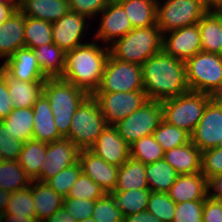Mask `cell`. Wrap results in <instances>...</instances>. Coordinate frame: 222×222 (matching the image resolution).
Wrapping results in <instances>:
<instances>
[{
    "mask_svg": "<svg viewBox=\"0 0 222 222\" xmlns=\"http://www.w3.org/2000/svg\"><path fill=\"white\" fill-rule=\"evenodd\" d=\"M143 89L148 100L163 101L190 91L185 62L163 50L148 58L142 65Z\"/></svg>",
    "mask_w": 222,
    "mask_h": 222,
    "instance_id": "obj_1",
    "label": "cell"
},
{
    "mask_svg": "<svg viewBox=\"0 0 222 222\" xmlns=\"http://www.w3.org/2000/svg\"><path fill=\"white\" fill-rule=\"evenodd\" d=\"M109 55V46L96 40L67 51L61 79L93 95L100 86Z\"/></svg>",
    "mask_w": 222,
    "mask_h": 222,
    "instance_id": "obj_2",
    "label": "cell"
},
{
    "mask_svg": "<svg viewBox=\"0 0 222 222\" xmlns=\"http://www.w3.org/2000/svg\"><path fill=\"white\" fill-rule=\"evenodd\" d=\"M42 94L49 101L59 135L66 138L74 113L89 94L61 78H47Z\"/></svg>",
    "mask_w": 222,
    "mask_h": 222,
    "instance_id": "obj_3",
    "label": "cell"
},
{
    "mask_svg": "<svg viewBox=\"0 0 222 222\" xmlns=\"http://www.w3.org/2000/svg\"><path fill=\"white\" fill-rule=\"evenodd\" d=\"M110 55L123 62L142 65L163 50V34L157 25L133 28L110 46Z\"/></svg>",
    "mask_w": 222,
    "mask_h": 222,
    "instance_id": "obj_4",
    "label": "cell"
},
{
    "mask_svg": "<svg viewBox=\"0 0 222 222\" xmlns=\"http://www.w3.org/2000/svg\"><path fill=\"white\" fill-rule=\"evenodd\" d=\"M210 100L211 95L195 91L163 100L161 101L163 120L191 135Z\"/></svg>",
    "mask_w": 222,
    "mask_h": 222,
    "instance_id": "obj_5",
    "label": "cell"
},
{
    "mask_svg": "<svg viewBox=\"0 0 222 222\" xmlns=\"http://www.w3.org/2000/svg\"><path fill=\"white\" fill-rule=\"evenodd\" d=\"M106 127L98 101L89 95L74 113L66 139L80 150L90 149Z\"/></svg>",
    "mask_w": 222,
    "mask_h": 222,
    "instance_id": "obj_6",
    "label": "cell"
},
{
    "mask_svg": "<svg viewBox=\"0 0 222 222\" xmlns=\"http://www.w3.org/2000/svg\"><path fill=\"white\" fill-rule=\"evenodd\" d=\"M208 12V0H157L156 25L165 34L198 24Z\"/></svg>",
    "mask_w": 222,
    "mask_h": 222,
    "instance_id": "obj_7",
    "label": "cell"
},
{
    "mask_svg": "<svg viewBox=\"0 0 222 222\" xmlns=\"http://www.w3.org/2000/svg\"><path fill=\"white\" fill-rule=\"evenodd\" d=\"M190 91L212 95L222 84V55L200 51L185 61Z\"/></svg>",
    "mask_w": 222,
    "mask_h": 222,
    "instance_id": "obj_8",
    "label": "cell"
},
{
    "mask_svg": "<svg viewBox=\"0 0 222 222\" xmlns=\"http://www.w3.org/2000/svg\"><path fill=\"white\" fill-rule=\"evenodd\" d=\"M162 120L161 102L148 100L135 112L117 122L114 127L130 146L136 140L153 134Z\"/></svg>",
    "mask_w": 222,
    "mask_h": 222,
    "instance_id": "obj_9",
    "label": "cell"
},
{
    "mask_svg": "<svg viewBox=\"0 0 222 222\" xmlns=\"http://www.w3.org/2000/svg\"><path fill=\"white\" fill-rule=\"evenodd\" d=\"M144 91L141 65L119 61L109 55L101 83L95 92Z\"/></svg>",
    "mask_w": 222,
    "mask_h": 222,
    "instance_id": "obj_10",
    "label": "cell"
},
{
    "mask_svg": "<svg viewBox=\"0 0 222 222\" xmlns=\"http://www.w3.org/2000/svg\"><path fill=\"white\" fill-rule=\"evenodd\" d=\"M92 96L98 101L107 125H115L148 101L145 91L95 92Z\"/></svg>",
    "mask_w": 222,
    "mask_h": 222,
    "instance_id": "obj_11",
    "label": "cell"
},
{
    "mask_svg": "<svg viewBox=\"0 0 222 222\" xmlns=\"http://www.w3.org/2000/svg\"><path fill=\"white\" fill-rule=\"evenodd\" d=\"M88 20L86 16L69 11L58 21L52 23L53 43L64 52L86 44L88 42V38L86 39L87 32L93 26L91 25L93 23Z\"/></svg>",
    "mask_w": 222,
    "mask_h": 222,
    "instance_id": "obj_12",
    "label": "cell"
},
{
    "mask_svg": "<svg viewBox=\"0 0 222 222\" xmlns=\"http://www.w3.org/2000/svg\"><path fill=\"white\" fill-rule=\"evenodd\" d=\"M96 18L99 23L92 38L107 46L133 29L125 10L116 0H111Z\"/></svg>",
    "mask_w": 222,
    "mask_h": 222,
    "instance_id": "obj_13",
    "label": "cell"
},
{
    "mask_svg": "<svg viewBox=\"0 0 222 222\" xmlns=\"http://www.w3.org/2000/svg\"><path fill=\"white\" fill-rule=\"evenodd\" d=\"M191 142L201 152L222 145V106L212 99L204 109L197 126L191 133Z\"/></svg>",
    "mask_w": 222,
    "mask_h": 222,
    "instance_id": "obj_14",
    "label": "cell"
},
{
    "mask_svg": "<svg viewBox=\"0 0 222 222\" xmlns=\"http://www.w3.org/2000/svg\"><path fill=\"white\" fill-rule=\"evenodd\" d=\"M80 149L69 139L62 138L47 144L46 156L37 181L46 183L61 170L79 161Z\"/></svg>",
    "mask_w": 222,
    "mask_h": 222,
    "instance_id": "obj_15",
    "label": "cell"
},
{
    "mask_svg": "<svg viewBox=\"0 0 222 222\" xmlns=\"http://www.w3.org/2000/svg\"><path fill=\"white\" fill-rule=\"evenodd\" d=\"M163 51L184 62L202 51L198 24L188 25L163 34Z\"/></svg>",
    "mask_w": 222,
    "mask_h": 222,
    "instance_id": "obj_16",
    "label": "cell"
},
{
    "mask_svg": "<svg viewBox=\"0 0 222 222\" xmlns=\"http://www.w3.org/2000/svg\"><path fill=\"white\" fill-rule=\"evenodd\" d=\"M79 162L82 172L99 184L106 193L114 191L117 184L118 166L107 163L90 149L80 150Z\"/></svg>",
    "mask_w": 222,
    "mask_h": 222,
    "instance_id": "obj_17",
    "label": "cell"
},
{
    "mask_svg": "<svg viewBox=\"0 0 222 222\" xmlns=\"http://www.w3.org/2000/svg\"><path fill=\"white\" fill-rule=\"evenodd\" d=\"M90 150L107 163L118 167L130 158L129 145L119 135L114 125H107Z\"/></svg>",
    "mask_w": 222,
    "mask_h": 222,
    "instance_id": "obj_18",
    "label": "cell"
},
{
    "mask_svg": "<svg viewBox=\"0 0 222 222\" xmlns=\"http://www.w3.org/2000/svg\"><path fill=\"white\" fill-rule=\"evenodd\" d=\"M5 73L13 79L20 81H46L31 48H19L5 60Z\"/></svg>",
    "mask_w": 222,
    "mask_h": 222,
    "instance_id": "obj_19",
    "label": "cell"
},
{
    "mask_svg": "<svg viewBox=\"0 0 222 222\" xmlns=\"http://www.w3.org/2000/svg\"><path fill=\"white\" fill-rule=\"evenodd\" d=\"M167 194L176 204L205 200L208 197V180L201 172L178 175Z\"/></svg>",
    "mask_w": 222,
    "mask_h": 222,
    "instance_id": "obj_20",
    "label": "cell"
},
{
    "mask_svg": "<svg viewBox=\"0 0 222 222\" xmlns=\"http://www.w3.org/2000/svg\"><path fill=\"white\" fill-rule=\"evenodd\" d=\"M24 28L25 16L19 9L0 24V57L4 61L19 48L25 47Z\"/></svg>",
    "mask_w": 222,
    "mask_h": 222,
    "instance_id": "obj_21",
    "label": "cell"
},
{
    "mask_svg": "<svg viewBox=\"0 0 222 222\" xmlns=\"http://www.w3.org/2000/svg\"><path fill=\"white\" fill-rule=\"evenodd\" d=\"M32 108L34 111L32 139L47 144L62 139L55 125L49 101L43 94L37 99Z\"/></svg>",
    "mask_w": 222,
    "mask_h": 222,
    "instance_id": "obj_22",
    "label": "cell"
},
{
    "mask_svg": "<svg viewBox=\"0 0 222 222\" xmlns=\"http://www.w3.org/2000/svg\"><path fill=\"white\" fill-rule=\"evenodd\" d=\"M18 9L25 17L55 22L70 11L67 0H18Z\"/></svg>",
    "mask_w": 222,
    "mask_h": 222,
    "instance_id": "obj_23",
    "label": "cell"
},
{
    "mask_svg": "<svg viewBox=\"0 0 222 222\" xmlns=\"http://www.w3.org/2000/svg\"><path fill=\"white\" fill-rule=\"evenodd\" d=\"M163 158L176 170L178 175L201 172L202 152L191 141L164 152Z\"/></svg>",
    "mask_w": 222,
    "mask_h": 222,
    "instance_id": "obj_24",
    "label": "cell"
},
{
    "mask_svg": "<svg viewBox=\"0 0 222 222\" xmlns=\"http://www.w3.org/2000/svg\"><path fill=\"white\" fill-rule=\"evenodd\" d=\"M31 192L35 207V218L39 222H45L58 209L63 207L64 197L56 193L47 183L32 180Z\"/></svg>",
    "mask_w": 222,
    "mask_h": 222,
    "instance_id": "obj_25",
    "label": "cell"
},
{
    "mask_svg": "<svg viewBox=\"0 0 222 222\" xmlns=\"http://www.w3.org/2000/svg\"><path fill=\"white\" fill-rule=\"evenodd\" d=\"M8 85V93L13 101V109L29 108L34 105L42 94L45 81H20L3 75Z\"/></svg>",
    "mask_w": 222,
    "mask_h": 222,
    "instance_id": "obj_26",
    "label": "cell"
},
{
    "mask_svg": "<svg viewBox=\"0 0 222 222\" xmlns=\"http://www.w3.org/2000/svg\"><path fill=\"white\" fill-rule=\"evenodd\" d=\"M125 10L133 28L156 25L157 0H116Z\"/></svg>",
    "mask_w": 222,
    "mask_h": 222,
    "instance_id": "obj_27",
    "label": "cell"
},
{
    "mask_svg": "<svg viewBox=\"0 0 222 222\" xmlns=\"http://www.w3.org/2000/svg\"><path fill=\"white\" fill-rule=\"evenodd\" d=\"M42 73L47 78H61L65 68V52L56 44H44L32 49Z\"/></svg>",
    "mask_w": 222,
    "mask_h": 222,
    "instance_id": "obj_28",
    "label": "cell"
},
{
    "mask_svg": "<svg viewBox=\"0 0 222 222\" xmlns=\"http://www.w3.org/2000/svg\"><path fill=\"white\" fill-rule=\"evenodd\" d=\"M145 168L146 165L144 163L130 157L119 167L117 184L114 191L149 189Z\"/></svg>",
    "mask_w": 222,
    "mask_h": 222,
    "instance_id": "obj_29",
    "label": "cell"
},
{
    "mask_svg": "<svg viewBox=\"0 0 222 222\" xmlns=\"http://www.w3.org/2000/svg\"><path fill=\"white\" fill-rule=\"evenodd\" d=\"M31 182L17 160H0V198L28 187Z\"/></svg>",
    "mask_w": 222,
    "mask_h": 222,
    "instance_id": "obj_30",
    "label": "cell"
},
{
    "mask_svg": "<svg viewBox=\"0 0 222 222\" xmlns=\"http://www.w3.org/2000/svg\"><path fill=\"white\" fill-rule=\"evenodd\" d=\"M46 150L47 143L34 139L24 142L17 162L31 180H37L40 177V167L45 161Z\"/></svg>",
    "mask_w": 222,
    "mask_h": 222,
    "instance_id": "obj_31",
    "label": "cell"
},
{
    "mask_svg": "<svg viewBox=\"0 0 222 222\" xmlns=\"http://www.w3.org/2000/svg\"><path fill=\"white\" fill-rule=\"evenodd\" d=\"M145 175L151 192H168L178 176L176 170L164 158L147 164Z\"/></svg>",
    "mask_w": 222,
    "mask_h": 222,
    "instance_id": "obj_32",
    "label": "cell"
},
{
    "mask_svg": "<svg viewBox=\"0 0 222 222\" xmlns=\"http://www.w3.org/2000/svg\"><path fill=\"white\" fill-rule=\"evenodd\" d=\"M198 27L202 51L222 55L220 13L208 12L198 22Z\"/></svg>",
    "mask_w": 222,
    "mask_h": 222,
    "instance_id": "obj_33",
    "label": "cell"
},
{
    "mask_svg": "<svg viewBox=\"0 0 222 222\" xmlns=\"http://www.w3.org/2000/svg\"><path fill=\"white\" fill-rule=\"evenodd\" d=\"M33 117L32 107L17 108L1 121L6 125L10 136L26 142L33 138Z\"/></svg>",
    "mask_w": 222,
    "mask_h": 222,
    "instance_id": "obj_34",
    "label": "cell"
},
{
    "mask_svg": "<svg viewBox=\"0 0 222 222\" xmlns=\"http://www.w3.org/2000/svg\"><path fill=\"white\" fill-rule=\"evenodd\" d=\"M0 209L11 215L35 217L31 184L24 189L2 196Z\"/></svg>",
    "mask_w": 222,
    "mask_h": 222,
    "instance_id": "obj_35",
    "label": "cell"
},
{
    "mask_svg": "<svg viewBox=\"0 0 222 222\" xmlns=\"http://www.w3.org/2000/svg\"><path fill=\"white\" fill-rule=\"evenodd\" d=\"M150 193L149 189L111 192L123 216L146 210Z\"/></svg>",
    "mask_w": 222,
    "mask_h": 222,
    "instance_id": "obj_36",
    "label": "cell"
},
{
    "mask_svg": "<svg viewBox=\"0 0 222 222\" xmlns=\"http://www.w3.org/2000/svg\"><path fill=\"white\" fill-rule=\"evenodd\" d=\"M24 37L27 48L34 49L44 44H52V23L25 17Z\"/></svg>",
    "mask_w": 222,
    "mask_h": 222,
    "instance_id": "obj_37",
    "label": "cell"
},
{
    "mask_svg": "<svg viewBox=\"0 0 222 222\" xmlns=\"http://www.w3.org/2000/svg\"><path fill=\"white\" fill-rule=\"evenodd\" d=\"M129 148L130 157L137 161H141L145 165L152 164L164 157V150L155 140L153 134L136 140Z\"/></svg>",
    "mask_w": 222,
    "mask_h": 222,
    "instance_id": "obj_38",
    "label": "cell"
},
{
    "mask_svg": "<svg viewBox=\"0 0 222 222\" xmlns=\"http://www.w3.org/2000/svg\"><path fill=\"white\" fill-rule=\"evenodd\" d=\"M153 136L164 152L191 141V135L187 131L170 125L164 120L160 122L158 128L153 132Z\"/></svg>",
    "mask_w": 222,
    "mask_h": 222,
    "instance_id": "obj_39",
    "label": "cell"
},
{
    "mask_svg": "<svg viewBox=\"0 0 222 222\" xmlns=\"http://www.w3.org/2000/svg\"><path fill=\"white\" fill-rule=\"evenodd\" d=\"M146 210L162 222H173L176 203L166 192H151Z\"/></svg>",
    "mask_w": 222,
    "mask_h": 222,
    "instance_id": "obj_40",
    "label": "cell"
},
{
    "mask_svg": "<svg viewBox=\"0 0 222 222\" xmlns=\"http://www.w3.org/2000/svg\"><path fill=\"white\" fill-rule=\"evenodd\" d=\"M92 218L96 222H123L124 216L111 193L95 201Z\"/></svg>",
    "mask_w": 222,
    "mask_h": 222,
    "instance_id": "obj_41",
    "label": "cell"
},
{
    "mask_svg": "<svg viewBox=\"0 0 222 222\" xmlns=\"http://www.w3.org/2000/svg\"><path fill=\"white\" fill-rule=\"evenodd\" d=\"M81 173L82 167L80 162L78 161L70 167L61 170L59 173L49 179L46 183L56 193L66 198L71 190V187L78 180V177Z\"/></svg>",
    "mask_w": 222,
    "mask_h": 222,
    "instance_id": "obj_42",
    "label": "cell"
},
{
    "mask_svg": "<svg viewBox=\"0 0 222 222\" xmlns=\"http://www.w3.org/2000/svg\"><path fill=\"white\" fill-rule=\"evenodd\" d=\"M106 194L104 189L83 172L71 187L66 198L97 200Z\"/></svg>",
    "mask_w": 222,
    "mask_h": 222,
    "instance_id": "obj_43",
    "label": "cell"
},
{
    "mask_svg": "<svg viewBox=\"0 0 222 222\" xmlns=\"http://www.w3.org/2000/svg\"><path fill=\"white\" fill-rule=\"evenodd\" d=\"M24 142L10 136L6 125L0 121V160H17Z\"/></svg>",
    "mask_w": 222,
    "mask_h": 222,
    "instance_id": "obj_44",
    "label": "cell"
},
{
    "mask_svg": "<svg viewBox=\"0 0 222 222\" xmlns=\"http://www.w3.org/2000/svg\"><path fill=\"white\" fill-rule=\"evenodd\" d=\"M201 173L208 181L222 174V145L202 152Z\"/></svg>",
    "mask_w": 222,
    "mask_h": 222,
    "instance_id": "obj_45",
    "label": "cell"
},
{
    "mask_svg": "<svg viewBox=\"0 0 222 222\" xmlns=\"http://www.w3.org/2000/svg\"><path fill=\"white\" fill-rule=\"evenodd\" d=\"M204 201L195 200L176 204L173 222H202Z\"/></svg>",
    "mask_w": 222,
    "mask_h": 222,
    "instance_id": "obj_46",
    "label": "cell"
},
{
    "mask_svg": "<svg viewBox=\"0 0 222 222\" xmlns=\"http://www.w3.org/2000/svg\"><path fill=\"white\" fill-rule=\"evenodd\" d=\"M111 0H70V11L86 16L90 21L96 20L98 14Z\"/></svg>",
    "mask_w": 222,
    "mask_h": 222,
    "instance_id": "obj_47",
    "label": "cell"
},
{
    "mask_svg": "<svg viewBox=\"0 0 222 222\" xmlns=\"http://www.w3.org/2000/svg\"><path fill=\"white\" fill-rule=\"evenodd\" d=\"M95 201L96 200H86L80 198H64L63 206L78 222L92 217Z\"/></svg>",
    "mask_w": 222,
    "mask_h": 222,
    "instance_id": "obj_48",
    "label": "cell"
},
{
    "mask_svg": "<svg viewBox=\"0 0 222 222\" xmlns=\"http://www.w3.org/2000/svg\"><path fill=\"white\" fill-rule=\"evenodd\" d=\"M202 222H222V201L211 199L204 201Z\"/></svg>",
    "mask_w": 222,
    "mask_h": 222,
    "instance_id": "obj_49",
    "label": "cell"
},
{
    "mask_svg": "<svg viewBox=\"0 0 222 222\" xmlns=\"http://www.w3.org/2000/svg\"><path fill=\"white\" fill-rule=\"evenodd\" d=\"M13 101L8 93L6 78H0V121L13 111Z\"/></svg>",
    "mask_w": 222,
    "mask_h": 222,
    "instance_id": "obj_50",
    "label": "cell"
},
{
    "mask_svg": "<svg viewBox=\"0 0 222 222\" xmlns=\"http://www.w3.org/2000/svg\"><path fill=\"white\" fill-rule=\"evenodd\" d=\"M208 196L211 199L222 201V174L212 177L208 181Z\"/></svg>",
    "mask_w": 222,
    "mask_h": 222,
    "instance_id": "obj_51",
    "label": "cell"
},
{
    "mask_svg": "<svg viewBox=\"0 0 222 222\" xmlns=\"http://www.w3.org/2000/svg\"><path fill=\"white\" fill-rule=\"evenodd\" d=\"M123 222H162L147 210L124 216Z\"/></svg>",
    "mask_w": 222,
    "mask_h": 222,
    "instance_id": "obj_52",
    "label": "cell"
},
{
    "mask_svg": "<svg viewBox=\"0 0 222 222\" xmlns=\"http://www.w3.org/2000/svg\"><path fill=\"white\" fill-rule=\"evenodd\" d=\"M18 10V1H5L0 4V24L9 19Z\"/></svg>",
    "mask_w": 222,
    "mask_h": 222,
    "instance_id": "obj_53",
    "label": "cell"
},
{
    "mask_svg": "<svg viewBox=\"0 0 222 222\" xmlns=\"http://www.w3.org/2000/svg\"><path fill=\"white\" fill-rule=\"evenodd\" d=\"M45 222H77L76 219L68 213L66 208L63 206L58 209L51 217H49Z\"/></svg>",
    "mask_w": 222,
    "mask_h": 222,
    "instance_id": "obj_54",
    "label": "cell"
},
{
    "mask_svg": "<svg viewBox=\"0 0 222 222\" xmlns=\"http://www.w3.org/2000/svg\"><path fill=\"white\" fill-rule=\"evenodd\" d=\"M0 222H39L35 217L17 216L3 212L0 209Z\"/></svg>",
    "mask_w": 222,
    "mask_h": 222,
    "instance_id": "obj_55",
    "label": "cell"
},
{
    "mask_svg": "<svg viewBox=\"0 0 222 222\" xmlns=\"http://www.w3.org/2000/svg\"><path fill=\"white\" fill-rule=\"evenodd\" d=\"M210 13H222V0H208Z\"/></svg>",
    "mask_w": 222,
    "mask_h": 222,
    "instance_id": "obj_56",
    "label": "cell"
},
{
    "mask_svg": "<svg viewBox=\"0 0 222 222\" xmlns=\"http://www.w3.org/2000/svg\"><path fill=\"white\" fill-rule=\"evenodd\" d=\"M211 99L222 106V84L214 93H212Z\"/></svg>",
    "mask_w": 222,
    "mask_h": 222,
    "instance_id": "obj_57",
    "label": "cell"
},
{
    "mask_svg": "<svg viewBox=\"0 0 222 222\" xmlns=\"http://www.w3.org/2000/svg\"><path fill=\"white\" fill-rule=\"evenodd\" d=\"M3 60V58L0 57V60ZM5 73V61H3L2 64H0V78L4 75Z\"/></svg>",
    "mask_w": 222,
    "mask_h": 222,
    "instance_id": "obj_58",
    "label": "cell"
},
{
    "mask_svg": "<svg viewBox=\"0 0 222 222\" xmlns=\"http://www.w3.org/2000/svg\"><path fill=\"white\" fill-rule=\"evenodd\" d=\"M220 31H221V44H222V13H220Z\"/></svg>",
    "mask_w": 222,
    "mask_h": 222,
    "instance_id": "obj_59",
    "label": "cell"
},
{
    "mask_svg": "<svg viewBox=\"0 0 222 222\" xmlns=\"http://www.w3.org/2000/svg\"><path fill=\"white\" fill-rule=\"evenodd\" d=\"M78 222H96L92 217L86 218L84 221H78Z\"/></svg>",
    "mask_w": 222,
    "mask_h": 222,
    "instance_id": "obj_60",
    "label": "cell"
},
{
    "mask_svg": "<svg viewBox=\"0 0 222 222\" xmlns=\"http://www.w3.org/2000/svg\"><path fill=\"white\" fill-rule=\"evenodd\" d=\"M5 1H18V0H0V4L4 3Z\"/></svg>",
    "mask_w": 222,
    "mask_h": 222,
    "instance_id": "obj_61",
    "label": "cell"
}]
</instances>
